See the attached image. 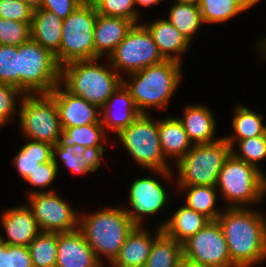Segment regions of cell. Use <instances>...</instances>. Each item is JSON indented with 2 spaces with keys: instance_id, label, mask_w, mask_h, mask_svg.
Instances as JSON below:
<instances>
[{
  "instance_id": "cell-1",
  "label": "cell",
  "mask_w": 266,
  "mask_h": 267,
  "mask_svg": "<svg viewBox=\"0 0 266 267\" xmlns=\"http://www.w3.org/2000/svg\"><path fill=\"white\" fill-rule=\"evenodd\" d=\"M226 239L231 261L250 267L266 259V221L263 214L242 208H226L216 219Z\"/></svg>"
},
{
  "instance_id": "cell-2",
  "label": "cell",
  "mask_w": 266,
  "mask_h": 267,
  "mask_svg": "<svg viewBox=\"0 0 266 267\" xmlns=\"http://www.w3.org/2000/svg\"><path fill=\"white\" fill-rule=\"evenodd\" d=\"M94 60L73 61L61 67L60 81L65 89L101 109L123 83L119 73L111 72ZM96 63V64H95Z\"/></svg>"
},
{
  "instance_id": "cell-3",
  "label": "cell",
  "mask_w": 266,
  "mask_h": 267,
  "mask_svg": "<svg viewBox=\"0 0 266 267\" xmlns=\"http://www.w3.org/2000/svg\"><path fill=\"white\" fill-rule=\"evenodd\" d=\"M181 64L173 60H164L130 74L132 83L123 79L130 91L134 104L141 114H147L148 107H165L175 92L181 77Z\"/></svg>"
},
{
  "instance_id": "cell-4",
  "label": "cell",
  "mask_w": 266,
  "mask_h": 267,
  "mask_svg": "<svg viewBox=\"0 0 266 267\" xmlns=\"http://www.w3.org/2000/svg\"><path fill=\"white\" fill-rule=\"evenodd\" d=\"M135 226L126 210L108 208L79 218L78 229L98 260V255L103 254L112 263Z\"/></svg>"
},
{
  "instance_id": "cell-5",
  "label": "cell",
  "mask_w": 266,
  "mask_h": 267,
  "mask_svg": "<svg viewBox=\"0 0 266 267\" xmlns=\"http://www.w3.org/2000/svg\"><path fill=\"white\" fill-rule=\"evenodd\" d=\"M55 55L33 39L19 45V89L25 94L50 93L60 81Z\"/></svg>"
},
{
  "instance_id": "cell-6",
  "label": "cell",
  "mask_w": 266,
  "mask_h": 267,
  "mask_svg": "<svg viewBox=\"0 0 266 267\" xmlns=\"http://www.w3.org/2000/svg\"><path fill=\"white\" fill-rule=\"evenodd\" d=\"M216 186L232 203L229 208H242V205L257 202L265 195L266 177L260 169L231 153L218 174Z\"/></svg>"
},
{
  "instance_id": "cell-7",
  "label": "cell",
  "mask_w": 266,
  "mask_h": 267,
  "mask_svg": "<svg viewBox=\"0 0 266 267\" xmlns=\"http://www.w3.org/2000/svg\"><path fill=\"white\" fill-rule=\"evenodd\" d=\"M231 146L222 137L209 144H193L190 151L177 162L180 187L215 186L218 174Z\"/></svg>"
},
{
  "instance_id": "cell-8",
  "label": "cell",
  "mask_w": 266,
  "mask_h": 267,
  "mask_svg": "<svg viewBox=\"0 0 266 267\" xmlns=\"http://www.w3.org/2000/svg\"><path fill=\"white\" fill-rule=\"evenodd\" d=\"M158 121H152L149 114H140L118 137L132 158L149 171L170 178L171 172L162 153L158 133ZM167 176V177H166Z\"/></svg>"
},
{
  "instance_id": "cell-9",
  "label": "cell",
  "mask_w": 266,
  "mask_h": 267,
  "mask_svg": "<svg viewBox=\"0 0 266 267\" xmlns=\"http://www.w3.org/2000/svg\"><path fill=\"white\" fill-rule=\"evenodd\" d=\"M95 7L80 5L63 19L59 52L55 59L60 67L73 61L94 60Z\"/></svg>"
},
{
  "instance_id": "cell-10",
  "label": "cell",
  "mask_w": 266,
  "mask_h": 267,
  "mask_svg": "<svg viewBox=\"0 0 266 267\" xmlns=\"http://www.w3.org/2000/svg\"><path fill=\"white\" fill-rule=\"evenodd\" d=\"M19 109L24 134L34 141L56 145L62 132L54 98L49 93L26 94Z\"/></svg>"
},
{
  "instance_id": "cell-11",
  "label": "cell",
  "mask_w": 266,
  "mask_h": 267,
  "mask_svg": "<svg viewBox=\"0 0 266 267\" xmlns=\"http://www.w3.org/2000/svg\"><path fill=\"white\" fill-rule=\"evenodd\" d=\"M112 67L129 74L163 62L151 33L144 25L135 24L109 56Z\"/></svg>"
},
{
  "instance_id": "cell-12",
  "label": "cell",
  "mask_w": 266,
  "mask_h": 267,
  "mask_svg": "<svg viewBox=\"0 0 266 267\" xmlns=\"http://www.w3.org/2000/svg\"><path fill=\"white\" fill-rule=\"evenodd\" d=\"M183 257L202 267H237L217 220L208 222L183 244Z\"/></svg>"
},
{
  "instance_id": "cell-13",
  "label": "cell",
  "mask_w": 266,
  "mask_h": 267,
  "mask_svg": "<svg viewBox=\"0 0 266 267\" xmlns=\"http://www.w3.org/2000/svg\"><path fill=\"white\" fill-rule=\"evenodd\" d=\"M29 193V208L41 232L64 233L78 229L79 216L60 196L42 190Z\"/></svg>"
},
{
  "instance_id": "cell-14",
  "label": "cell",
  "mask_w": 266,
  "mask_h": 267,
  "mask_svg": "<svg viewBox=\"0 0 266 267\" xmlns=\"http://www.w3.org/2000/svg\"><path fill=\"white\" fill-rule=\"evenodd\" d=\"M167 193L163 186L152 178L136 179L130 187L129 201L134 211L126 210L127 216L140 226L143 215L159 212L167 202Z\"/></svg>"
},
{
  "instance_id": "cell-15",
  "label": "cell",
  "mask_w": 266,
  "mask_h": 267,
  "mask_svg": "<svg viewBox=\"0 0 266 267\" xmlns=\"http://www.w3.org/2000/svg\"><path fill=\"white\" fill-rule=\"evenodd\" d=\"M58 84L49 94L54 98L62 130L69 127L101 123L97 114L98 107L66 89L61 90Z\"/></svg>"
},
{
  "instance_id": "cell-16",
  "label": "cell",
  "mask_w": 266,
  "mask_h": 267,
  "mask_svg": "<svg viewBox=\"0 0 266 267\" xmlns=\"http://www.w3.org/2000/svg\"><path fill=\"white\" fill-rule=\"evenodd\" d=\"M79 229L57 233L56 267H103Z\"/></svg>"
},
{
  "instance_id": "cell-17",
  "label": "cell",
  "mask_w": 266,
  "mask_h": 267,
  "mask_svg": "<svg viewBox=\"0 0 266 267\" xmlns=\"http://www.w3.org/2000/svg\"><path fill=\"white\" fill-rule=\"evenodd\" d=\"M1 222L8 239L0 236V242L14 246H29L33 239L41 232L28 205L14 207L3 212Z\"/></svg>"
},
{
  "instance_id": "cell-18",
  "label": "cell",
  "mask_w": 266,
  "mask_h": 267,
  "mask_svg": "<svg viewBox=\"0 0 266 267\" xmlns=\"http://www.w3.org/2000/svg\"><path fill=\"white\" fill-rule=\"evenodd\" d=\"M134 25L133 21L121 17L98 14L93 33L95 59H100L106 50L109 57Z\"/></svg>"
},
{
  "instance_id": "cell-19",
  "label": "cell",
  "mask_w": 266,
  "mask_h": 267,
  "mask_svg": "<svg viewBox=\"0 0 266 267\" xmlns=\"http://www.w3.org/2000/svg\"><path fill=\"white\" fill-rule=\"evenodd\" d=\"M63 19L45 9H36L30 24L31 39L49 50L53 55L59 52Z\"/></svg>"
},
{
  "instance_id": "cell-20",
  "label": "cell",
  "mask_w": 266,
  "mask_h": 267,
  "mask_svg": "<svg viewBox=\"0 0 266 267\" xmlns=\"http://www.w3.org/2000/svg\"><path fill=\"white\" fill-rule=\"evenodd\" d=\"M144 26L151 33L162 57L180 63L179 54L187 51L190 41L166 19H159Z\"/></svg>"
},
{
  "instance_id": "cell-21",
  "label": "cell",
  "mask_w": 266,
  "mask_h": 267,
  "mask_svg": "<svg viewBox=\"0 0 266 267\" xmlns=\"http://www.w3.org/2000/svg\"><path fill=\"white\" fill-rule=\"evenodd\" d=\"M114 100L118 102V105H122L121 110L118 112L115 110V113L111 110ZM101 109L103 110L104 116L102 119H100L103 127L111 128L112 130L116 131L117 134L121 130L128 127L141 114L134 104L130 91L123 83L108 98Z\"/></svg>"
},
{
  "instance_id": "cell-22",
  "label": "cell",
  "mask_w": 266,
  "mask_h": 267,
  "mask_svg": "<svg viewBox=\"0 0 266 267\" xmlns=\"http://www.w3.org/2000/svg\"><path fill=\"white\" fill-rule=\"evenodd\" d=\"M153 241L145 229L135 226L111 264L113 267H144Z\"/></svg>"
},
{
  "instance_id": "cell-23",
  "label": "cell",
  "mask_w": 266,
  "mask_h": 267,
  "mask_svg": "<svg viewBox=\"0 0 266 267\" xmlns=\"http://www.w3.org/2000/svg\"><path fill=\"white\" fill-rule=\"evenodd\" d=\"M184 112V118H179V120L191 142L209 144L220 140L213 139L216 121L208 108L202 105L188 106Z\"/></svg>"
},
{
  "instance_id": "cell-24",
  "label": "cell",
  "mask_w": 266,
  "mask_h": 267,
  "mask_svg": "<svg viewBox=\"0 0 266 267\" xmlns=\"http://www.w3.org/2000/svg\"><path fill=\"white\" fill-rule=\"evenodd\" d=\"M158 133L162 153L168 156L177 157V162L181 160L192 148L193 144L185 132L182 122L171 116L165 120L158 121Z\"/></svg>"
},
{
  "instance_id": "cell-25",
  "label": "cell",
  "mask_w": 266,
  "mask_h": 267,
  "mask_svg": "<svg viewBox=\"0 0 266 267\" xmlns=\"http://www.w3.org/2000/svg\"><path fill=\"white\" fill-rule=\"evenodd\" d=\"M208 222L210 220L207 217L184 205L177 209L174 216L160 227L166 235L183 244Z\"/></svg>"
},
{
  "instance_id": "cell-26",
  "label": "cell",
  "mask_w": 266,
  "mask_h": 267,
  "mask_svg": "<svg viewBox=\"0 0 266 267\" xmlns=\"http://www.w3.org/2000/svg\"><path fill=\"white\" fill-rule=\"evenodd\" d=\"M102 123L87 124L83 126L69 127L62 130L58 145L74 146L81 145L90 149L100 159L103 157L104 148L99 141L106 138Z\"/></svg>"
},
{
  "instance_id": "cell-27",
  "label": "cell",
  "mask_w": 266,
  "mask_h": 267,
  "mask_svg": "<svg viewBox=\"0 0 266 267\" xmlns=\"http://www.w3.org/2000/svg\"><path fill=\"white\" fill-rule=\"evenodd\" d=\"M183 257V246L159 227L144 267H175Z\"/></svg>"
},
{
  "instance_id": "cell-28",
  "label": "cell",
  "mask_w": 266,
  "mask_h": 267,
  "mask_svg": "<svg viewBox=\"0 0 266 267\" xmlns=\"http://www.w3.org/2000/svg\"><path fill=\"white\" fill-rule=\"evenodd\" d=\"M57 154L65 166L76 173L94 172L101 164L100 158L95 153L81 145L71 147L56 144L53 146V159H56Z\"/></svg>"
},
{
  "instance_id": "cell-29",
  "label": "cell",
  "mask_w": 266,
  "mask_h": 267,
  "mask_svg": "<svg viewBox=\"0 0 266 267\" xmlns=\"http://www.w3.org/2000/svg\"><path fill=\"white\" fill-rule=\"evenodd\" d=\"M53 159V145L31 140L24 145L13 160L18 173L24 180L39 167L41 163Z\"/></svg>"
},
{
  "instance_id": "cell-30",
  "label": "cell",
  "mask_w": 266,
  "mask_h": 267,
  "mask_svg": "<svg viewBox=\"0 0 266 267\" xmlns=\"http://www.w3.org/2000/svg\"><path fill=\"white\" fill-rule=\"evenodd\" d=\"M262 117L248 107H236L235 117L232 121L236 135L223 137L229 143L231 149H233L234 141L266 136V126H263Z\"/></svg>"
},
{
  "instance_id": "cell-31",
  "label": "cell",
  "mask_w": 266,
  "mask_h": 267,
  "mask_svg": "<svg viewBox=\"0 0 266 267\" xmlns=\"http://www.w3.org/2000/svg\"><path fill=\"white\" fill-rule=\"evenodd\" d=\"M168 21L190 42L203 22L199 5L177 2L170 8Z\"/></svg>"
},
{
  "instance_id": "cell-32",
  "label": "cell",
  "mask_w": 266,
  "mask_h": 267,
  "mask_svg": "<svg viewBox=\"0 0 266 267\" xmlns=\"http://www.w3.org/2000/svg\"><path fill=\"white\" fill-rule=\"evenodd\" d=\"M28 249L34 267H56L57 233L40 232Z\"/></svg>"
},
{
  "instance_id": "cell-33",
  "label": "cell",
  "mask_w": 266,
  "mask_h": 267,
  "mask_svg": "<svg viewBox=\"0 0 266 267\" xmlns=\"http://www.w3.org/2000/svg\"><path fill=\"white\" fill-rule=\"evenodd\" d=\"M181 188H186V190L189 188L185 204L187 207L207 217L210 221L216 220L221 214L214 210L216 201L215 189H217L215 186H189Z\"/></svg>"
},
{
  "instance_id": "cell-34",
  "label": "cell",
  "mask_w": 266,
  "mask_h": 267,
  "mask_svg": "<svg viewBox=\"0 0 266 267\" xmlns=\"http://www.w3.org/2000/svg\"><path fill=\"white\" fill-rule=\"evenodd\" d=\"M199 9L204 23H222L243 9L234 0H201Z\"/></svg>"
},
{
  "instance_id": "cell-35",
  "label": "cell",
  "mask_w": 266,
  "mask_h": 267,
  "mask_svg": "<svg viewBox=\"0 0 266 267\" xmlns=\"http://www.w3.org/2000/svg\"><path fill=\"white\" fill-rule=\"evenodd\" d=\"M0 83L19 88V46L0 44Z\"/></svg>"
},
{
  "instance_id": "cell-36",
  "label": "cell",
  "mask_w": 266,
  "mask_h": 267,
  "mask_svg": "<svg viewBox=\"0 0 266 267\" xmlns=\"http://www.w3.org/2000/svg\"><path fill=\"white\" fill-rule=\"evenodd\" d=\"M31 22L0 18V44L19 46L31 38Z\"/></svg>"
},
{
  "instance_id": "cell-37",
  "label": "cell",
  "mask_w": 266,
  "mask_h": 267,
  "mask_svg": "<svg viewBox=\"0 0 266 267\" xmlns=\"http://www.w3.org/2000/svg\"><path fill=\"white\" fill-rule=\"evenodd\" d=\"M238 144L241 154L234 152V149H231V153L235 157L259 169L256 162L266 158V136L244 139L238 141Z\"/></svg>"
},
{
  "instance_id": "cell-38",
  "label": "cell",
  "mask_w": 266,
  "mask_h": 267,
  "mask_svg": "<svg viewBox=\"0 0 266 267\" xmlns=\"http://www.w3.org/2000/svg\"><path fill=\"white\" fill-rule=\"evenodd\" d=\"M134 4V0H103L96 6V11L103 16L121 17L136 24L139 13Z\"/></svg>"
},
{
  "instance_id": "cell-39",
  "label": "cell",
  "mask_w": 266,
  "mask_h": 267,
  "mask_svg": "<svg viewBox=\"0 0 266 267\" xmlns=\"http://www.w3.org/2000/svg\"><path fill=\"white\" fill-rule=\"evenodd\" d=\"M34 10L21 0H0V18L32 22Z\"/></svg>"
},
{
  "instance_id": "cell-40",
  "label": "cell",
  "mask_w": 266,
  "mask_h": 267,
  "mask_svg": "<svg viewBox=\"0 0 266 267\" xmlns=\"http://www.w3.org/2000/svg\"><path fill=\"white\" fill-rule=\"evenodd\" d=\"M25 94L16 86L0 83V125H4L16 111L15 96Z\"/></svg>"
},
{
  "instance_id": "cell-41",
  "label": "cell",
  "mask_w": 266,
  "mask_h": 267,
  "mask_svg": "<svg viewBox=\"0 0 266 267\" xmlns=\"http://www.w3.org/2000/svg\"><path fill=\"white\" fill-rule=\"evenodd\" d=\"M58 166L57 159L41 163L25 180L34 186L47 187L55 179Z\"/></svg>"
},
{
  "instance_id": "cell-42",
  "label": "cell",
  "mask_w": 266,
  "mask_h": 267,
  "mask_svg": "<svg viewBox=\"0 0 266 267\" xmlns=\"http://www.w3.org/2000/svg\"><path fill=\"white\" fill-rule=\"evenodd\" d=\"M81 5L80 0H43L40 8L65 19Z\"/></svg>"
},
{
  "instance_id": "cell-43",
  "label": "cell",
  "mask_w": 266,
  "mask_h": 267,
  "mask_svg": "<svg viewBox=\"0 0 266 267\" xmlns=\"http://www.w3.org/2000/svg\"><path fill=\"white\" fill-rule=\"evenodd\" d=\"M11 267H34L28 246L11 245Z\"/></svg>"
},
{
  "instance_id": "cell-44",
  "label": "cell",
  "mask_w": 266,
  "mask_h": 267,
  "mask_svg": "<svg viewBox=\"0 0 266 267\" xmlns=\"http://www.w3.org/2000/svg\"><path fill=\"white\" fill-rule=\"evenodd\" d=\"M0 267H11V245L0 242Z\"/></svg>"
},
{
  "instance_id": "cell-45",
  "label": "cell",
  "mask_w": 266,
  "mask_h": 267,
  "mask_svg": "<svg viewBox=\"0 0 266 267\" xmlns=\"http://www.w3.org/2000/svg\"><path fill=\"white\" fill-rule=\"evenodd\" d=\"M238 5L243 9L246 10L247 8H250L254 6L255 3H257L260 0H234Z\"/></svg>"
},
{
  "instance_id": "cell-46",
  "label": "cell",
  "mask_w": 266,
  "mask_h": 267,
  "mask_svg": "<svg viewBox=\"0 0 266 267\" xmlns=\"http://www.w3.org/2000/svg\"><path fill=\"white\" fill-rule=\"evenodd\" d=\"M175 267H202L184 257L175 265Z\"/></svg>"
},
{
  "instance_id": "cell-47",
  "label": "cell",
  "mask_w": 266,
  "mask_h": 267,
  "mask_svg": "<svg viewBox=\"0 0 266 267\" xmlns=\"http://www.w3.org/2000/svg\"><path fill=\"white\" fill-rule=\"evenodd\" d=\"M28 6H30L33 10L39 9L43 0H21Z\"/></svg>"
},
{
  "instance_id": "cell-48",
  "label": "cell",
  "mask_w": 266,
  "mask_h": 267,
  "mask_svg": "<svg viewBox=\"0 0 266 267\" xmlns=\"http://www.w3.org/2000/svg\"><path fill=\"white\" fill-rule=\"evenodd\" d=\"M135 4H140L145 7H149L153 4H158L160 3V0H134Z\"/></svg>"
},
{
  "instance_id": "cell-49",
  "label": "cell",
  "mask_w": 266,
  "mask_h": 267,
  "mask_svg": "<svg viewBox=\"0 0 266 267\" xmlns=\"http://www.w3.org/2000/svg\"><path fill=\"white\" fill-rule=\"evenodd\" d=\"M103 0H80L81 5L95 7Z\"/></svg>"
},
{
  "instance_id": "cell-50",
  "label": "cell",
  "mask_w": 266,
  "mask_h": 267,
  "mask_svg": "<svg viewBox=\"0 0 266 267\" xmlns=\"http://www.w3.org/2000/svg\"><path fill=\"white\" fill-rule=\"evenodd\" d=\"M180 3H186V4H193V5H199L201 0H176Z\"/></svg>"
},
{
  "instance_id": "cell-51",
  "label": "cell",
  "mask_w": 266,
  "mask_h": 267,
  "mask_svg": "<svg viewBox=\"0 0 266 267\" xmlns=\"http://www.w3.org/2000/svg\"><path fill=\"white\" fill-rule=\"evenodd\" d=\"M266 39V38H265ZM264 39V41L262 40L261 42L262 43H260L261 45H260V49L262 50V52H266V40ZM265 55H266V53H265Z\"/></svg>"
}]
</instances>
